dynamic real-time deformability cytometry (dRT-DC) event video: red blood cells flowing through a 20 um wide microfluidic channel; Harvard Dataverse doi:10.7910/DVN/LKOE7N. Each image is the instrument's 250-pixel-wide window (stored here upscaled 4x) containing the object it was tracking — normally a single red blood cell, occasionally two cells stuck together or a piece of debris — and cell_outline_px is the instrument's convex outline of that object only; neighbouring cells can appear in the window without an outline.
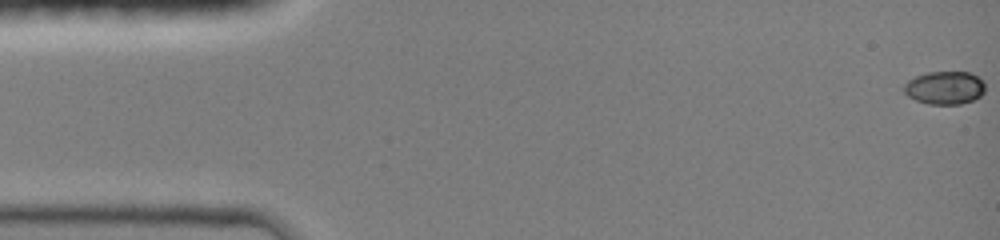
{"species": "common noctule bat (a hibernating species)", "species_latin": "Nyctalus noctula", "temperature_condition": "room temperature", "stored_images_in_passage": 47, "camera_frame_rate_fps": 3000, "um_per_image_px": 0.085, "animal": {"sex": "female", "body_mass_g": 19.0, "forearm_length_mm": 51.5}, "frame": {"image": 1, "passage_image": 1, "time_ms": 0.0, "image_size_px": [1000, 240], "cell_outline_px": [[984, 92], [980, 96], [972, 100], [960, 104], [928, 104], [916, 100], [908, 96], [904, 92], [904, 84], [908, 80], [916, 76], [928, 72], [968, 72], [976, 76], [984, 84]], "centroid_in_image_um": [80.27, 7.46], "position_along_channel_um": 4.7, "area_um2": 15.49}}
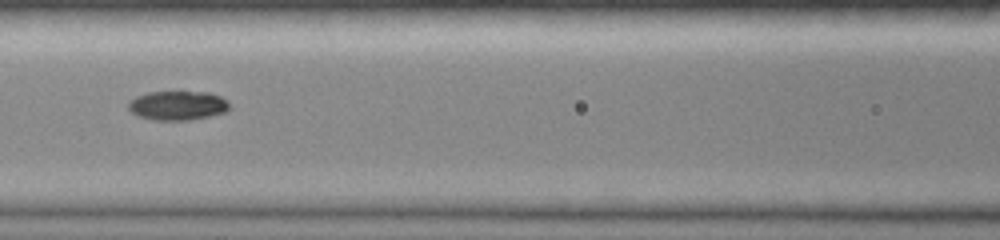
{"frame": {"image": 2, "passage_image": 21, "time_ms": 6.667, "image_size_px": [1000, 240], "cell_outline_px": [[228, 108], [224, 112], [208, 116], [188, 120], [152, 120], [140, 116], [132, 112], [128, 108], [128, 104], [136, 96], [148, 92], [208, 92], [220, 96], [228, 104]], "centroid_in_image_um": [15.06, 8.96], "position_along_channel_um": 151.5, "area_um2": 16.88}}
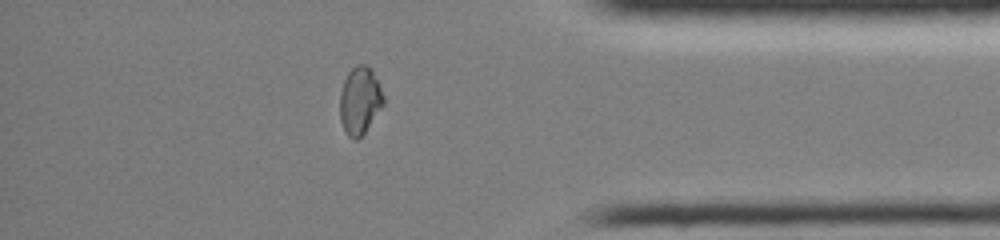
{"frame": {"image": 3, "passage_image": 40, "time_ms": 13.0, "image_size_px": [1000, 240], "cell_outline_px": [[384, 104], [364, 132], [356, 140], [352, 140], [348, 136], [340, 120], [340, 92], [344, 80], [348, 72], [356, 64], [364, 64], [372, 68], [380, 84], [384, 96]], "centroid_in_image_um": [30.59, 8.51], "position_along_channel_um": 404.6, "area_um2": 17.22}, "authors_computed_cell_mechanics": {"area_um2": 16.9354, "velocity_mm_per_s": 4.1892, "shape_relaxation_time_tau1_ms": 4.8772, "shape_relaxation_time_tau2_ms": null, "deformation_change_tau1": 0.1967, "deformation_change_tau2": null}}